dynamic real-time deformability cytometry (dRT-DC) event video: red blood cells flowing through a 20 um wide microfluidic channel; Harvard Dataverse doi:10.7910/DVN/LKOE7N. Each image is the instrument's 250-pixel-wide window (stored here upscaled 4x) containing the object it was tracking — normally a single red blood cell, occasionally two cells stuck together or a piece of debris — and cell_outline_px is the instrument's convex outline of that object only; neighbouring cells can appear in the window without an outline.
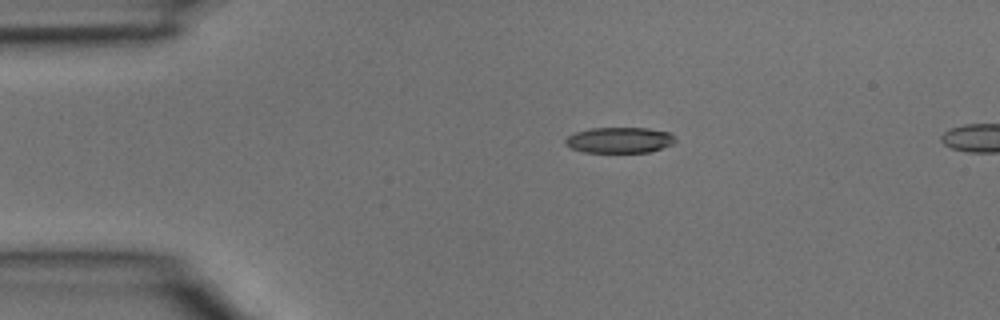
{"species": "common noctule bat (a hibernating species)", "species_latin": "Nyctalus noctula", "temperature_condition": "room temperature", "stored_images_in_passage": 3, "camera_frame_rate_fps": 3000, "um_per_image_px": 0.085, "animal": {"sex": "male", "body_mass_g": 15.6}, "frame": {"image": 1, "passage_image": 1, "time_ms": 0.0, "image_size_px": [1000, 320], "cell_outline_px": [[676, 140], [672, 144], [648, 152], [584, 152], [572, 148], [564, 144], [564, 140], [568, 136], [576, 132], [592, 128], [648, 128], [672, 132]], "centroid_in_image_um": [52.67, 11.9], "position_along_channel_um": 32.3, "area_um2": 16.47}}